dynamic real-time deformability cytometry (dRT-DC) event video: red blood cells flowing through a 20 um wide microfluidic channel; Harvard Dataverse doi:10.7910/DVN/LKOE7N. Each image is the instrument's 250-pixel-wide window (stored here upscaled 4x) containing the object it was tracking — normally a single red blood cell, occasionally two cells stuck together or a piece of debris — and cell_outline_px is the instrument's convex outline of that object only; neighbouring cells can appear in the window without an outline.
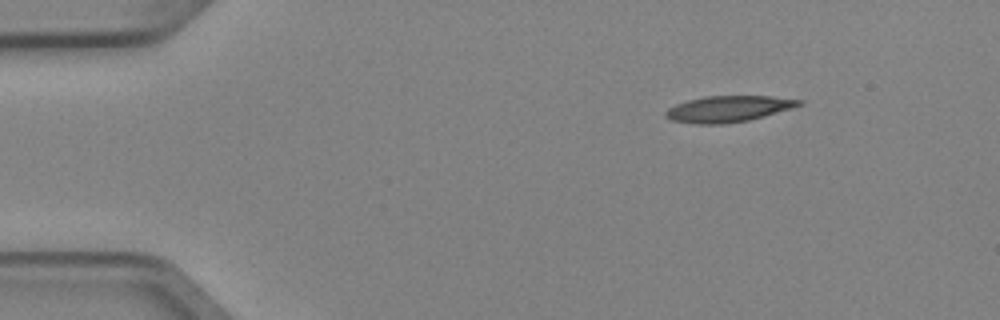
{"species": "Egyptian fruit bat (a non-hibernating species)", "species_latin": "Rousettus aegyptiacus", "temperature_condition": "cold", "stored_images_in_passage": 2, "camera_frame_rate_fps": 3000, "um_per_image_px": 0.085, "animal": {"sex": "female"}, "frame": {"image": 1, "passage_image": 2, "time_ms": 0.333, "image_size_px": [1000, 320], "cell_outline_px": [[804, 104], [792, 108], [764, 116], [748, 120], [724, 124], [696, 124], [672, 120], [664, 116], [664, 112], [668, 108], [676, 104], [688, 100], [704, 96], [772, 96], [804, 100]], "centroid_in_image_um": [61.91, 9.25], "position_along_channel_um": 23.1, "area_um2": 20.4}}